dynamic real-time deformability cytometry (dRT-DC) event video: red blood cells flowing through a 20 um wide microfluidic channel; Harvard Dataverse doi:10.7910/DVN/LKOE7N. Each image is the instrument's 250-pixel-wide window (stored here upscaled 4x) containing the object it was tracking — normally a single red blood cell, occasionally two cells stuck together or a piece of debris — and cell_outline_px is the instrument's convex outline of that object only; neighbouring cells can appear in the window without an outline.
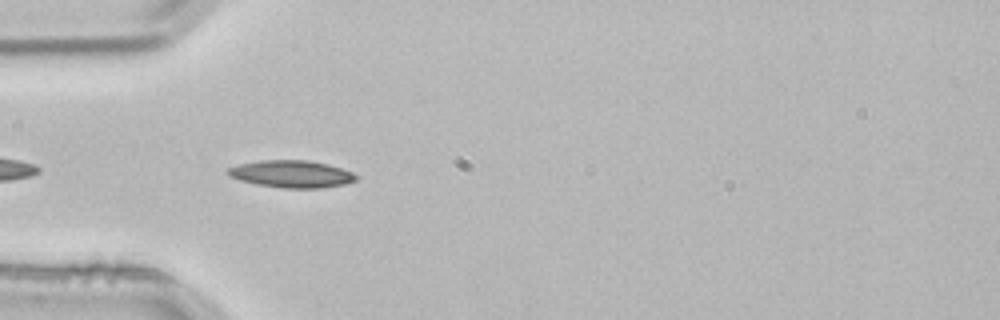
{"species": "common noctule bat (a hibernating species)", "species_latin": "Nyctalus noctula", "temperature_condition": "room temperature", "stored_images_in_passage": 3, "camera_frame_rate_fps": 3000, "um_per_image_px": 0.085, "animal": {"sex": "male", "body_mass_g": 21.5, "forearm_length_mm": 52.0}, "frame": {"image": 1, "passage_image": 3, "time_ms": 0.667, "image_size_px": [1000, 320], "cell_outline_px": [[360, 176], [356, 180], [344, 184], [324, 188], [280, 188], [256, 184], [240, 180], [228, 176], [224, 172], [228, 168], [240, 164], [260, 160], [308, 160], [328, 164], [352, 172]], "centroid_in_image_um": [24.77, 14.79], "position_along_channel_um": 60.2, "area_um2": 20.52}}